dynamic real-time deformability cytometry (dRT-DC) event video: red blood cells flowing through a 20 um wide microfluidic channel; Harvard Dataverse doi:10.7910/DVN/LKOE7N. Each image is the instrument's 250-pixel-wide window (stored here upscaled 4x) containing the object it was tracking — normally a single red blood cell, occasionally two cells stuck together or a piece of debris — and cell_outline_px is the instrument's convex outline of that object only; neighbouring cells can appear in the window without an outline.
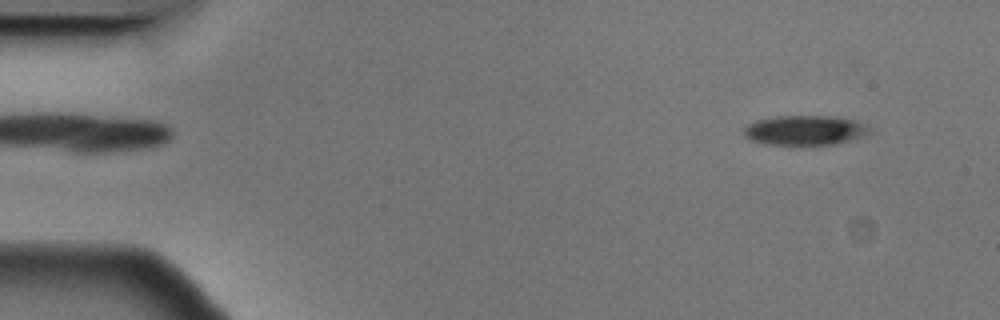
{"species": "Egyptian fruit bat (a non-hibernating species)", "species_latin": "Rousettus aegyptiacus", "temperature_condition": "cold", "stored_images_in_passage": 51, "camera_frame_rate_fps": 3000, "um_per_image_px": 0.085, "animal": {"sex": "male"}, "frame": {"image": 1, "passage_image": 4, "time_ms": 1.0, "image_size_px": [1000, 320], "cell_outline_px": [[876, 132], [836, 144], [764, 144], [752, 140], [744, 136], [744, 128], [748, 124], [756, 120], [776, 116], [836, 116], [856, 120], [872, 128]], "centroid_in_image_um": [68.48, 11.06], "position_along_channel_um": 16.5, "area_um2": 21.91}}
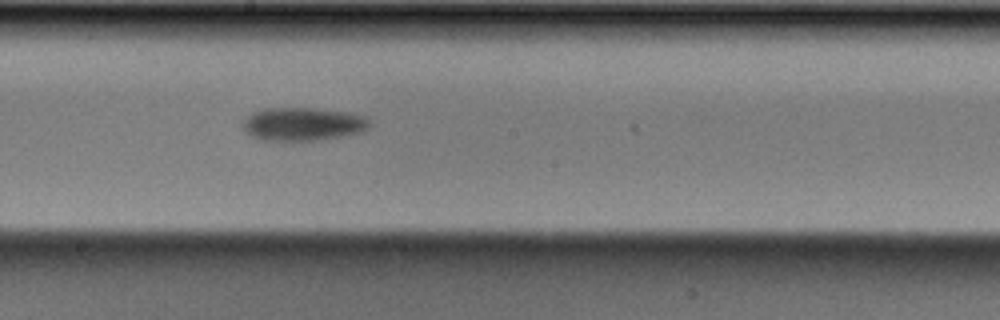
{"frame": {"image": 2, "passage_image": 30, "time_ms": 9.667, "image_size_px": [1000, 320], "cell_outline_px": [[372, 124], [368, 128], [360, 132], [344, 136], [320, 140], [260, 140], [252, 136], [244, 128], [244, 120], [252, 112], [264, 108], [312, 108], [348, 112], [368, 116]], "centroid_in_image_um": [25.81, 10.54], "position_along_channel_um": 222.4, "area_um2": 24.62}}
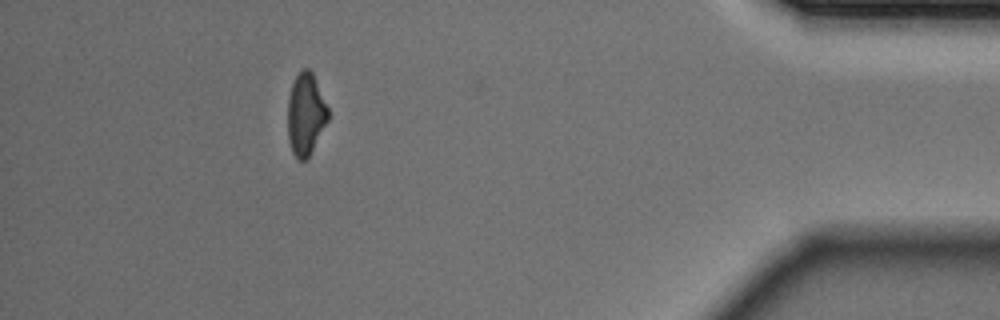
{"frame": {"image": 3, "passage_image": 50, "time_ms": 16.333, "image_size_px": [1000, 320], "cell_outline_px": [[328, 120], [308, 156], [304, 160], [300, 160], [292, 152], [288, 140], [288, 100], [292, 84], [296, 76], [304, 68], [308, 68], [312, 72], [328, 108]], "centroid_in_image_um": [25.97, 9.69], "position_along_channel_um": 409.2, "area_um2": 18.84}, "authors_computed_cell_mechanics": {"area_um2": 23.3512, "velocity_mm_per_s": 3.5545, "shape_relaxation_time_tau1_ms": 2.0391, "shape_relaxation_time_tau2_ms": null, "deformation_change_tau1": 0.0904, "deformation_change_tau2": null}}